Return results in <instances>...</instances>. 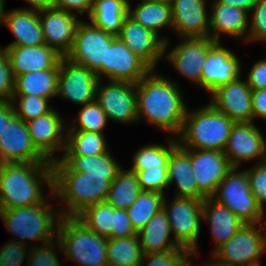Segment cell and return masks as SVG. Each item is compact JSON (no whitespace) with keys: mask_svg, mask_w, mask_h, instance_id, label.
<instances>
[{"mask_svg":"<svg viewBox=\"0 0 266 266\" xmlns=\"http://www.w3.org/2000/svg\"><path fill=\"white\" fill-rule=\"evenodd\" d=\"M180 86L171 78L151 70L136 83L138 122L177 137L182 129L187 104Z\"/></svg>","mask_w":266,"mask_h":266,"instance_id":"1","label":"cell"},{"mask_svg":"<svg viewBox=\"0 0 266 266\" xmlns=\"http://www.w3.org/2000/svg\"><path fill=\"white\" fill-rule=\"evenodd\" d=\"M53 192L52 162L0 164V209L37 205L47 199L43 187Z\"/></svg>","mask_w":266,"mask_h":266,"instance_id":"2","label":"cell"},{"mask_svg":"<svg viewBox=\"0 0 266 266\" xmlns=\"http://www.w3.org/2000/svg\"><path fill=\"white\" fill-rule=\"evenodd\" d=\"M53 193L61 202L62 216L76 217L85 208L104 202L115 176L71 171L59 158L52 162ZM63 203V204H62Z\"/></svg>","mask_w":266,"mask_h":266,"instance_id":"3","label":"cell"},{"mask_svg":"<svg viewBox=\"0 0 266 266\" xmlns=\"http://www.w3.org/2000/svg\"><path fill=\"white\" fill-rule=\"evenodd\" d=\"M192 110L187 108L178 144L186 149L224 151L235 122L209 102Z\"/></svg>","mask_w":266,"mask_h":266,"instance_id":"4","label":"cell"},{"mask_svg":"<svg viewBox=\"0 0 266 266\" xmlns=\"http://www.w3.org/2000/svg\"><path fill=\"white\" fill-rule=\"evenodd\" d=\"M48 196L51 198L37 205L0 209V218L7 231L18 236L10 240L25 244L28 239L45 244L57 238L62 215L48 200H56L54 193Z\"/></svg>","mask_w":266,"mask_h":266,"instance_id":"5","label":"cell"},{"mask_svg":"<svg viewBox=\"0 0 266 266\" xmlns=\"http://www.w3.org/2000/svg\"><path fill=\"white\" fill-rule=\"evenodd\" d=\"M58 252L78 266H108V238L88 229L76 217L62 216L57 230ZM76 265V266H77Z\"/></svg>","mask_w":266,"mask_h":266,"instance_id":"6","label":"cell"},{"mask_svg":"<svg viewBox=\"0 0 266 266\" xmlns=\"http://www.w3.org/2000/svg\"><path fill=\"white\" fill-rule=\"evenodd\" d=\"M226 206L245 224H262L265 214L250 189L247 170L233 167L220 182L212 197Z\"/></svg>","mask_w":266,"mask_h":266,"instance_id":"7","label":"cell"},{"mask_svg":"<svg viewBox=\"0 0 266 266\" xmlns=\"http://www.w3.org/2000/svg\"><path fill=\"white\" fill-rule=\"evenodd\" d=\"M165 196L163 209L167 214L175 242L187 249L192 257L200 256L198 237L203 223V201L194 198L175 197L169 202Z\"/></svg>","mask_w":266,"mask_h":266,"instance_id":"8","label":"cell"},{"mask_svg":"<svg viewBox=\"0 0 266 266\" xmlns=\"http://www.w3.org/2000/svg\"><path fill=\"white\" fill-rule=\"evenodd\" d=\"M266 253L264 224H244L227 242L211 254L223 266H241L261 260Z\"/></svg>","mask_w":266,"mask_h":266,"instance_id":"9","label":"cell"},{"mask_svg":"<svg viewBox=\"0 0 266 266\" xmlns=\"http://www.w3.org/2000/svg\"><path fill=\"white\" fill-rule=\"evenodd\" d=\"M116 37L95 27L90 21L81 20L76 28L73 46L65 57L97 74L107 63V46H111Z\"/></svg>","mask_w":266,"mask_h":266,"instance_id":"10","label":"cell"},{"mask_svg":"<svg viewBox=\"0 0 266 266\" xmlns=\"http://www.w3.org/2000/svg\"><path fill=\"white\" fill-rule=\"evenodd\" d=\"M100 80L96 89V102L106 113L108 121L121 124L138 123L136 84Z\"/></svg>","mask_w":266,"mask_h":266,"instance_id":"11","label":"cell"},{"mask_svg":"<svg viewBox=\"0 0 266 266\" xmlns=\"http://www.w3.org/2000/svg\"><path fill=\"white\" fill-rule=\"evenodd\" d=\"M180 43L167 51L169 40L164 45V59L174 66L180 75L201 87V73L207 52L216 43L210 37L181 38Z\"/></svg>","mask_w":266,"mask_h":266,"instance_id":"12","label":"cell"},{"mask_svg":"<svg viewBox=\"0 0 266 266\" xmlns=\"http://www.w3.org/2000/svg\"><path fill=\"white\" fill-rule=\"evenodd\" d=\"M99 81L100 79L94 71L62 57L56 97L69 100L80 106L94 102Z\"/></svg>","mask_w":266,"mask_h":266,"instance_id":"13","label":"cell"},{"mask_svg":"<svg viewBox=\"0 0 266 266\" xmlns=\"http://www.w3.org/2000/svg\"><path fill=\"white\" fill-rule=\"evenodd\" d=\"M223 152L233 167L251 160L262 163L266 157V138L254 122L234 123Z\"/></svg>","mask_w":266,"mask_h":266,"instance_id":"14","label":"cell"},{"mask_svg":"<svg viewBox=\"0 0 266 266\" xmlns=\"http://www.w3.org/2000/svg\"><path fill=\"white\" fill-rule=\"evenodd\" d=\"M58 110L52 109L35 119L26 122L33 145L50 162L57 159L56 153L66 147L67 124Z\"/></svg>","mask_w":266,"mask_h":266,"instance_id":"15","label":"cell"},{"mask_svg":"<svg viewBox=\"0 0 266 266\" xmlns=\"http://www.w3.org/2000/svg\"><path fill=\"white\" fill-rule=\"evenodd\" d=\"M243 79L239 77L210 93L209 103L235 123L253 122L252 89Z\"/></svg>","mask_w":266,"mask_h":266,"instance_id":"16","label":"cell"},{"mask_svg":"<svg viewBox=\"0 0 266 266\" xmlns=\"http://www.w3.org/2000/svg\"><path fill=\"white\" fill-rule=\"evenodd\" d=\"M151 69L138 58L127 45L117 36L111 46H107V63L97 73L109 81L138 83Z\"/></svg>","mask_w":266,"mask_h":266,"instance_id":"17","label":"cell"},{"mask_svg":"<svg viewBox=\"0 0 266 266\" xmlns=\"http://www.w3.org/2000/svg\"><path fill=\"white\" fill-rule=\"evenodd\" d=\"M191 167L198 190L212 198L218 185L233 168L223 151L190 149Z\"/></svg>","mask_w":266,"mask_h":266,"instance_id":"18","label":"cell"},{"mask_svg":"<svg viewBox=\"0 0 266 266\" xmlns=\"http://www.w3.org/2000/svg\"><path fill=\"white\" fill-rule=\"evenodd\" d=\"M216 42L207 52L204 67L201 73V87L204 91L211 93L221 85L235 81L242 77V63L238 56Z\"/></svg>","mask_w":266,"mask_h":266,"instance_id":"19","label":"cell"},{"mask_svg":"<svg viewBox=\"0 0 266 266\" xmlns=\"http://www.w3.org/2000/svg\"><path fill=\"white\" fill-rule=\"evenodd\" d=\"M50 162L33 145L26 122L14 116L0 133V164Z\"/></svg>","mask_w":266,"mask_h":266,"instance_id":"20","label":"cell"},{"mask_svg":"<svg viewBox=\"0 0 266 266\" xmlns=\"http://www.w3.org/2000/svg\"><path fill=\"white\" fill-rule=\"evenodd\" d=\"M118 37L151 70H156L160 59H164V45L169 39L158 36L127 16Z\"/></svg>","mask_w":266,"mask_h":266,"instance_id":"21","label":"cell"},{"mask_svg":"<svg viewBox=\"0 0 266 266\" xmlns=\"http://www.w3.org/2000/svg\"><path fill=\"white\" fill-rule=\"evenodd\" d=\"M45 44L65 57L71 50L79 16L56 7L39 11Z\"/></svg>","mask_w":266,"mask_h":266,"instance_id":"22","label":"cell"},{"mask_svg":"<svg viewBox=\"0 0 266 266\" xmlns=\"http://www.w3.org/2000/svg\"><path fill=\"white\" fill-rule=\"evenodd\" d=\"M208 0H173L172 32L180 38L209 37L210 18L206 10Z\"/></svg>","mask_w":266,"mask_h":266,"instance_id":"23","label":"cell"},{"mask_svg":"<svg viewBox=\"0 0 266 266\" xmlns=\"http://www.w3.org/2000/svg\"><path fill=\"white\" fill-rule=\"evenodd\" d=\"M3 48L7 51L14 78L33 71L59 69L63 57L47 44Z\"/></svg>","mask_w":266,"mask_h":266,"instance_id":"24","label":"cell"},{"mask_svg":"<svg viewBox=\"0 0 266 266\" xmlns=\"http://www.w3.org/2000/svg\"><path fill=\"white\" fill-rule=\"evenodd\" d=\"M209 37L214 42H221V35H228L236 40L247 42L249 13L235 5L210 3Z\"/></svg>","mask_w":266,"mask_h":266,"instance_id":"25","label":"cell"},{"mask_svg":"<svg viewBox=\"0 0 266 266\" xmlns=\"http://www.w3.org/2000/svg\"><path fill=\"white\" fill-rule=\"evenodd\" d=\"M5 24L14 36L7 46H35L45 44L39 11L14 8L3 12Z\"/></svg>","mask_w":266,"mask_h":266,"instance_id":"26","label":"cell"},{"mask_svg":"<svg viewBox=\"0 0 266 266\" xmlns=\"http://www.w3.org/2000/svg\"><path fill=\"white\" fill-rule=\"evenodd\" d=\"M168 187L176 183L175 197L194 198L204 200L206 197L198 190L194 179L190 149L181 147L179 144L171 151L168 166Z\"/></svg>","mask_w":266,"mask_h":266,"instance_id":"27","label":"cell"},{"mask_svg":"<svg viewBox=\"0 0 266 266\" xmlns=\"http://www.w3.org/2000/svg\"><path fill=\"white\" fill-rule=\"evenodd\" d=\"M203 221L210 226L212 241L215 244L213 252L245 224L226 206L213 198H206L203 201Z\"/></svg>","mask_w":266,"mask_h":266,"instance_id":"28","label":"cell"},{"mask_svg":"<svg viewBox=\"0 0 266 266\" xmlns=\"http://www.w3.org/2000/svg\"><path fill=\"white\" fill-rule=\"evenodd\" d=\"M171 234L164 209L156 213L137 233L144 254L166 252L180 247Z\"/></svg>","mask_w":266,"mask_h":266,"instance_id":"29","label":"cell"},{"mask_svg":"<svg viewBox=\"0 0 266 266\" xmlns=\"http://www.w3.org/2000/svg\"><path fill=\"white\" fill-rule=\"evenodd\" d=\"M128 16L158 36L173 25L171 4L156 0H141L135 7L128 0Z\"/></svg>","mask_w":266,"mask_h":266,"instance_id":"30","label":"cell"},{"mask_svg":"<svg viewBox=\"0 0 266 266\" xmlns=\"http://www.w3.org/2000/svg\"><path fill=\"white\" fill-rule=\"evenodd\" d=\"M128 16V0H94L90 22L103 31L118 36Z\"/></svg>","mask_w":266,"mask_h":266,"instance_id":"31","label":"cell"},{"mask_svg":"<svg viewBox=\"0 0 266 266\" xmlns=\"http://www.w3.org/2000/svg\"><path fill=\"white\" fill-rule=\"evenodd\" d=\"M59 69H46L19 75L15 78L13 95H35L52 100L57 96Z\"/></svg>","mask_w":266,"mask_h":266,"instance_id":"32","label":"cell"},{"mask_svg":"<svg viewBox=\"0 0 266 266\" xmlns=\"http://www.w3.org/2000/svg\"><path fill=\"white\" fill-rule=\"evenodd\" d=\"M109 150L93 156H56L71 171L85 172L96 176H116L123 168Z\"/></svg>","mask_w":266,"mask_h":266,"instance_id":"33","label":"cell"},{"mask_svg":"<svg viewBox=\"0 0 266 266\" xmlns=\"http://www.w3.org/2000/svg\"><path fill=\"white\" fill-rule=\"evenodd\" d=\"M135 172L122 168L111 182L106 202L116 209H128L141 193Z\"/></svg>","mask_w":266,"mask_h":266,"instance_id":"34","label":"cell"},{"mask_svg":"<svg viewBox=\"0 0 266 266\" xmlns=\"http://www.w3.org/2000/svg\"><path fill=\"white\" fill-rule=\"evenodd\" d=\"M104 133L67 131L66 147L61 156H93L110 149Z\"/></svg>","mask_w":266,"mask_h":266,"instance_id":"35","label":"cell"},{"mask_svg":"<svg viewBox=\"0 0 266 266\" xmlns=\"http://www.w3.org/2000/svg\"><path fill=\"white\" fill-rule=\"evenodd\" d=\"M108 266H139L143 259V251L138 235L124 238H108Z\"/></svg>","mask_w":266,"mask_h":266,"instance_id":"36","label":"cell"},{"mask_svg":"<svg viewBox=\"0 0 266 266\" xmlns=\"http://www.w3.org/2000/svg\"><path fill=\"white\" fill-rule=\"evenodd\" d=\"M178 145L177 137L169 136L167 143L147 144L140 147L134 154L129 170L158 169L167 167L171 151Z\"/></svg>","mask_w":266,"mask_h":266,"instance_id":"37","label":"cell"},{"mask_svg":"<svg viewBox=\"0 0 266 266\" xmlns=\"http://www.w3.org/2000/svg\"><path fill=\"white\" fill-rule=\"evenodd\" d=\"M165 194L157 191H141L137 199L127 209L130 222L138 233L161 209Z\"/></svg>","mask_w":266,"mask_h":266,"instance_id":"38","label":"cell"},{"mask_svg":"<svg viewBox=\"0 0 266 266\" xmlns=\"http://www.w3.org/2000/svg\"><path fill=\"white\" fill-rule=\"evenodd\" d=\"M76 218L98 235L108 237L113 226L114 207L106 201L100 202L85 208Z\"/></svg>","mask_w":266,"mask_h":266,"instance_id":"39","label":"cell"},{"mask_svg":"<svg viewBox=\"0 0 266 266\" xmlns=\"http://www.w3.org/2000/svg\"><path fill=\"white\" fill-rule=\"evenodd\" d=\"M72 121L74 124H69L67 131L104 133L108 119L100 105L94 101L83 105L78 111L76 119Z\"/></svg>","mask_w":266,"mask_h":266,"instance_id":"40","label":"cell"},{"mask_svg":"<svg viewBox=\"0 0 266 266\" xmlns=\"http://www.w3.org/2000/svg\"><path fill=\"white\" fill-rule=\"evenodd\" d=\"M12 105L15 115L24 122L49 113L51 108L50 100L35 95H13Z\"/></svg>","mask_w":266,"mask_h":266,"instance_id":"41","label":"cell"},{"mask_svg":"<svg viewBox=\"0 0 266 266\" xmlns=\"http://www.w3.org/2000/svg\"><path fill=\"white\" fill-rule=\"evenodd\" d=\"M192 254L183 247L166 252L144 254L139 266H184Z\"/></svg>","mask_w":266,"mask_h":266,"instance_id":"42","label":"cell"},{"mask_svg":"<svg viewBox=\"0 0 266 266\" xmlns=\"http://www.w3.org/2000/svg\"><path fill=\"white\" fill-rule=\"evenodd\" d=\"M30 244L31 248L26 259V266H63L59 262L60 259L57 257V251L55 250L60 246L57 238L41 246Z\"/></svg>","mask_w":266,"mask_h":266,"instance_id":"43","label":"cell"},{"mask_svg":"<svg viewBox=\"0 0 266 266\" xmlns=\"http://www.w3.org/2000/svg\"><path fill=\"white\" fill-rule=\"evenodd\" d=\"M130 171L136 173L142 191H157L166 195L165 189L168 188L167 167Z\"/></svg>","mask_w":266,"mask_h":266,"instance_id":"44","label":"cell"},{"mask_svg":"<svg viewBox=\"0 0 266 266\" xmlns=\"http://www.w3.org/2000/svg\"><path fill=\"white\" fill-rule=\"evenodd\" d=\"M249 14L247 42H266V0H258Z\"/></svg>","mask_w":266,"mask_h":266,"instance_id":"45","label":"cell"},{"mask_svg":"<svg viewBox=\"0 0 266 266\" xmlns=\"http://www.w3.org/2000/svg\"><path fill=\"white\" fill-rule=\"evenodd\" d=\"M250 189L257 203L266 210V162L259 163L247 168Z\"/></svg>","mask_w":266,"mask_h":266,"instance_id":"46","label":"cell"},{"mask_svg":"<svg viewBox=\"0 0 266 266\" xmlns=\"http://www.w3.org/2000/svg\"><path fill=\"white\" fill-rule=\"evenodd\" d=\"M9 240L0 248V266H22L31 246Z\"/></svg>","mask_w":266,"mask_h":266,"instance_id":"47","label":"cell"},{"mask_svg":"<svg viewBox=\"0 0 266 266\" xmlns=\"http://www.w3.org/2000/svg\"><path fill=\"white\" fill-rule=\"evenodd\" d=\"M15 88V78L5 48L0 46V101H11Z\"/></svg>","mask_w":266,"mask_h":266,"instance_id":"48","label":"cell"},{"mask_svg":"<svg viewBox=\"0 0 266 266\" xmlns=\"http://www.w3.org/2000/svg\"><path fill=\"white\" fill-rule=\"evenodd\" d=\"M137 235L126 209L114 208V221L111 234L107 238H124Z\"/></svg>","mask_w":266,"mask_h":266,"instance_id":"49","label":"cell"},{"mask_svg":"<svg viewBox=\"0 0 266 266\" xmlns=\"http://www.w3.org/2000/svg\"><path fill=\"white\" fill-rule=\"evenodd\" d=\"M246 81L251 89H266V58H261L252 65Z\"/></svg>","mask_w":266,"mask_h":266,"instance_id":"50","label":"cell"},{"mask_svg":"<svg viewBox=\"0 0 266 266\" xmlns=\"http://www.w3.org/2000/svg\"><path fill=\"white\" fill-rule=\"evenodd\" d=\"M93 1L94 0H55L54 7L72 14L76 13V16L77 14L84 16L86 13L89 17L93 7Z\"/></svg>","mask_w":266,"mask_h":266,"instance_id":"51","label":"cell"},{"mask_svg":"<svg viewBox=\"0 0 266 266\" xmlns=\"http://www.w3.org/2000/svg\"><path fill=\"white\" fill-rule=\"evenodd\" d=\"M253 122L255 119L266 120V89H252Z\"/></svg>","mask_w":266,"mask_h":266,"instance_id":"52","label":"cell"},{"mask_svg":"<svg viewBox=\"0 0 266 266\" xmlns=\"http://www.w3.org/2000/svg\"><path fill=\"white\" fill-rule=\"evenodd\" d=\"M15 116L14 107L11 101H0V133Z\"/></svg>","mask_w":266,"mask_h":266,"instance_id":"53","label":"cell"},{"mask_svg":"<svg viewBox=\"0 0 266 266\" xmlns=\"http://www.w3.org/2000/svg\"><path fill=\"white\" fill-rule=\"evenodd\" d=\"M257 1L258 0H212V3H224L228 5H235L236 7L242 8L248 13H250Z\"/></svg>","mask_w":266,"mask_h":266,"instance_id":"54","label":"cell"},{"mask_svg":"<svg viewBox=\"0 0 266 266\" xmlns=\"http://www.w3.org/2000/svg\"><path fill=\"white\" fill-rule=\"evenodd\" d=\"M5 1V0H4ZM28 4L23 9L41 11L54 7L55 0H25ZM29 6V7H28Z\"/></svg>","mask_w":266,"mask_h":266,"instance_id":"55","label":"cell"},{"mask_svg":"<svg viewBox=\"0 0 266 266\" xmlns=\"http://www.w3.org/2000/svg\"><path fill=\"white\" fill-rule=\"evenodd\" d=\"M5 9V1L0 0V28L3 26V12Z\"/></svg>","mask_w":266,"mask_h":266,"instance_id":"56","label":"cell"},{"mask_svg":"<svg viewBox=\"0 0 266 266\" xmlns=\"http://www.w3.org/2000/svg\"><path fill=\"white\" fill-rule=\"evenodd\" d=\"M198 266H223V265L217 264L214 260H211L210 262H206L203 265L198 264Z\"/></svg>","mask_w":266,"mask_h":266,"instance_id":"57","label":"cell"},{"mask_svg":"<svg viewBox=\"0 0 266 266\" xmlns=\"http://www.w3.org/2000/svg\"><path fill=\"white\" fill-rule=\"evenodd\" d=\"M261 265H262L261 260H259V261L247 263V264L241 265V266H261Z\"/></svg>","mask_w":266,"mask_h":266,"instance_id":"58","label":"cell"},{"mask_svg":"<svg viewBox=\"0 0 266 266\" xmlns=\"http://www.w3.org/2000/svg\"><path fill=\"white\" fill-rule=\"evenodd\" d=\"M192 256H191V258L187 261V263L184 265V266H198L196 263L194 264L193 262H192Z\"/></svg>","mask_w":266,"mask_h":266,"instance_id":"59","label":"cell"},{"mask_svg":"<svg viewBox=\"0 0 266 266\" xmlns=\"http://www.w3.org/2000/svg\"><path fill=\"white\" fill-rule=\"evenodd\" d=\"M156 1H160V2H165V3L171 4L173 0H156Z\"/></svg>","mask_w":266,"mask_h":266,"instance_id":"60","label":"cell"},{"mask_svg":"<svg viewBox=\"0 0 266 266\" xmlns=\"http://www.w3.org/2000/svg\"><path fill=\"white\" fill-rule=\"evenodd\" d=\"M264 214H265L264 216H266V210L264 211ZM263 224H264L265 231H266V218H264Z\"/></svg>","mask_w":266,"mask_h":266,"instance_id":"61","label":"cell"}]
</instances>
